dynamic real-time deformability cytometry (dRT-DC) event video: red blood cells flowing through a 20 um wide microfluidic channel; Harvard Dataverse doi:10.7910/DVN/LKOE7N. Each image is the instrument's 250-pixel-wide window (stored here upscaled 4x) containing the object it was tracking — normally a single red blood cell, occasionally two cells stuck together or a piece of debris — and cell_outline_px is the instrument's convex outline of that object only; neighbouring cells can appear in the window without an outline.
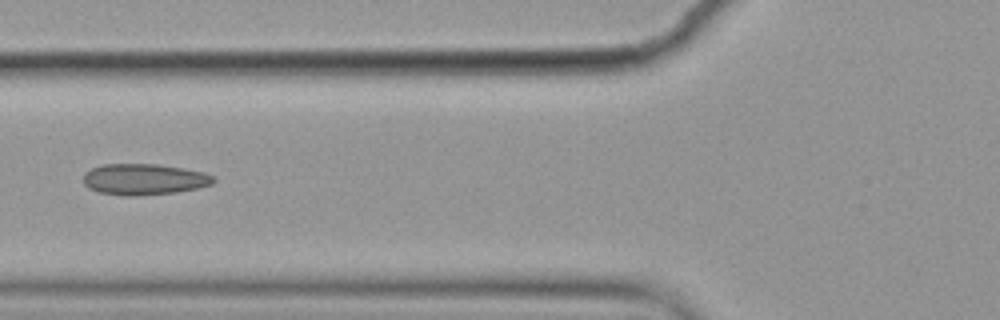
{"species": "common noctule bat (a hibernating species)", "species_latin": "Nyctalus noctula", "temperature_condition": "cold", "stored_images_in_passage": 9, "camera_frame_rate_fps": 3000, "um_per_image_px": 0.085, "animal": {"sex": "female", "body_mass_g": 19.9}, "frame": {"image": 1, "passage_image": 6, "time_ms": 1.667, "image_size_px": [1000, 320], "cell_outline_px": [[216, 180], [212, 184], [196, 188], [176, 192], [136, 196], [124, 196], [100, 192], [88, 188], [84, 184], [84, 172], [92, 168], [104, 164], [156, 164], [184, 168], [204, 172], [212, 176]], "centroid_in_image_um": [12.23, 15.24], "position_along_channel_um": 113.6, "area_um2": 23.58}}
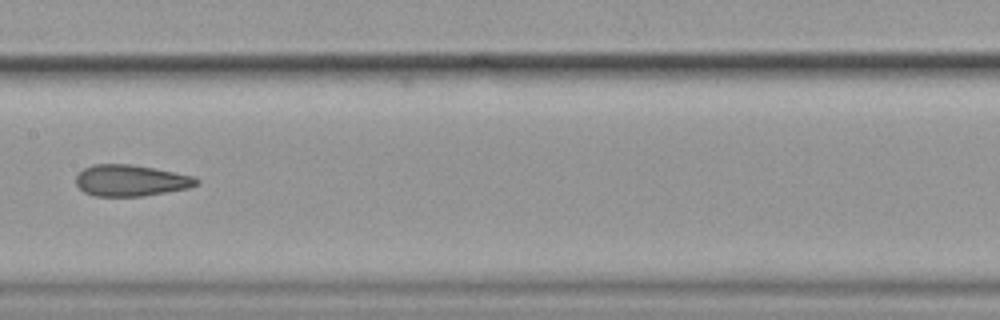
{"frame": {"image": 2, "passage_image": 8, "time_ms": 2.333, "image_size_px": [1000, 320], "cell_outline_px": [[200, 184], [188, 188], [144, 196], [92, 196], [84, 192], [76, 184], [76, 176], [84, 168], [92, 164], [132, 164], [196, 176], [200, 180]], "centroid_in_image_um": [11.14, 15.34], "position_along_channel_um": 196.3, "area_um2": 22.2}}
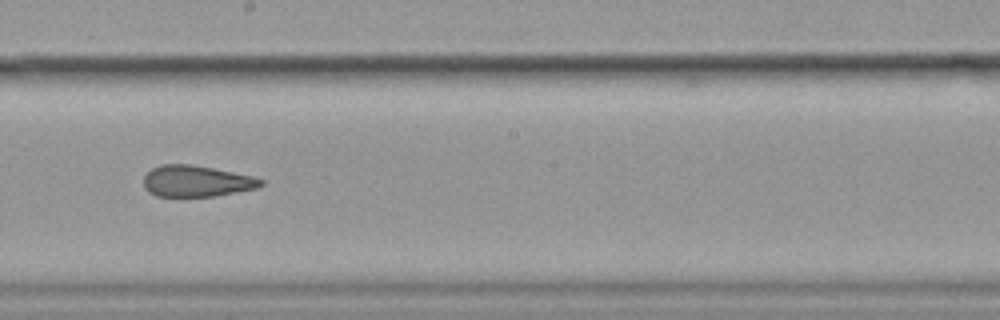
{"frame": {"image": 3, "passage_image": 9, "time_ms": 2.667, "image_size_px": [1000, 320], "cell_outline_px": [[264, 184], [260, 188], [216, 196], [156, 196], [148, 192], [144, 188], [144, 176], [152, 168], [160, 164], [192, 164], [252, 176], [264, 180]], "centroid_in_image_um": [16.71, 15.4], "position_along_channel_um": 231.5, "area_um2": 21.5}}